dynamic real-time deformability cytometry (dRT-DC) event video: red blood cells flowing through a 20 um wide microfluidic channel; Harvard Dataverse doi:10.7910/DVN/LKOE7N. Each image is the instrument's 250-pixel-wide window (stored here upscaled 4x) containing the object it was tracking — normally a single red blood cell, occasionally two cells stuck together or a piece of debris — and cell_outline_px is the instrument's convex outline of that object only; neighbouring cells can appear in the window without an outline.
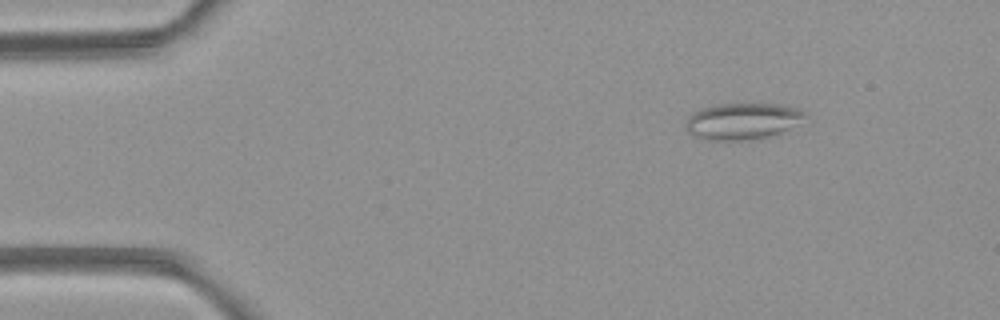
{"species": "common noctule bat (a hibernating species)", "species_latin": "Nyctalus noctula", "temperature_condition": "room temperature", "stored_images_in_passage": 5, "camera_frame_rate_fps": 3000, "um_per_image_px": 0.085, "animal": {"sex": "female", "body_mass_g": 21.9}, "frame": {"image": 1, "passage_image": 5, "time_ms": 5.667, "image_size_px": [1000, 320], "cell_outline_px": [[804, 116], [788, 128], [780, 132], [768, 136], [744, 140], [708, 140], [696, 136], [688, 132], [684, 124], [688, 116], [700, 108], [716, 104], [784, 104], [796, 108], [804, 112]], "centroid_in_image_um": [63.02, 10.28], "position_along_channel_um": 22.0, "area_um2": 24.91}}